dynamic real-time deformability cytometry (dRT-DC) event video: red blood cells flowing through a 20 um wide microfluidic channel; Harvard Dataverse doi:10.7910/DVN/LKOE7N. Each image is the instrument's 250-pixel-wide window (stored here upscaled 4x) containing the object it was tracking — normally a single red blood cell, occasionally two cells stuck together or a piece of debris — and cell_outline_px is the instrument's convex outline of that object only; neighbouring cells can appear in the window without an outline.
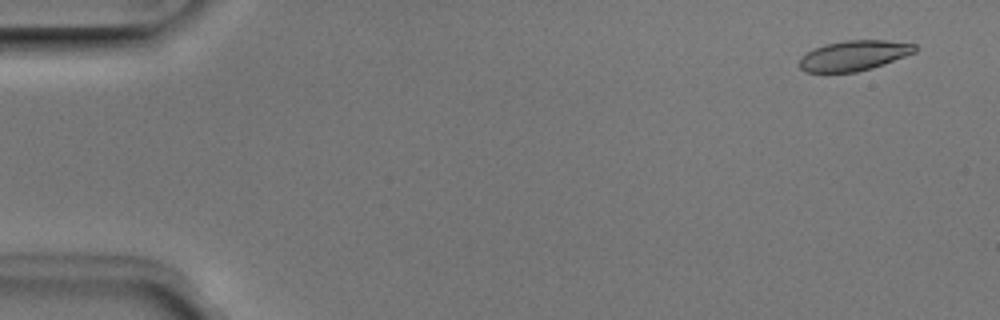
{"species": "Egyptian fruit bat (a non-hibernating species)", "species_latin": "Rousettus aegyptiacus", "temperature_condition": "room temperature", "stored_images_in_passage": 51, "camera_frame_rate_fps": 3000, "um_per_image_px": 0.085, "animal": {"sex": "male"}, "frame": {"image": 1, "passage_image": 3, "time_ms": 0.667, "image_size_px": [1000, 320], "cell_outline_px": [[916, 52], [884, 64], [872, 68], [856, 72], [804, 72], [800, 68], [800, 60], [808, 52], [824, 44], [844, 40], [884, 40], [916, 44]], "centroid_in_image_um": [72.61, 4.72], "position_along_channel_um": 12.4, "area_um2": 20.17}}
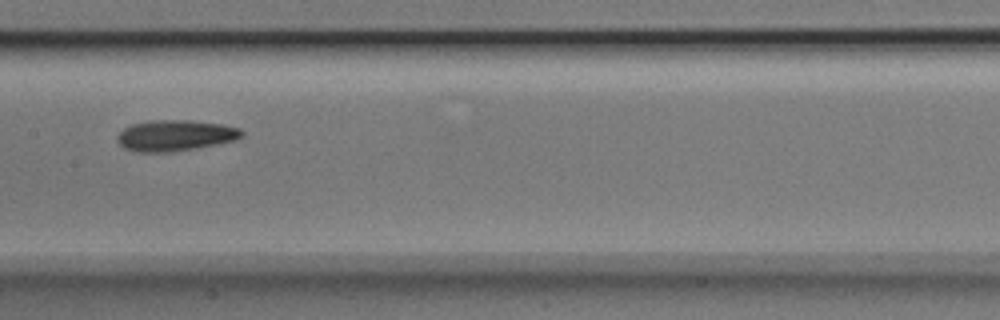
{"frame": {"image": 2, "passage_image": 26, "time_ms": 8.333, "image_size_px": [1000, 320], "cell_outline_px": [[244, 136], [236, 140], [196, 148], [168, 152], [136, 152], [124, 148], [116, 140], [116, 136], [124, 128], [132, 124], [148, 120], [192, 120], [224, 124], [240, 128], [244, 132]], "centroid_in_image_um": [14.91, 11.51], "position_along_channel_um": 192.5, "area_um2": 22.72}}
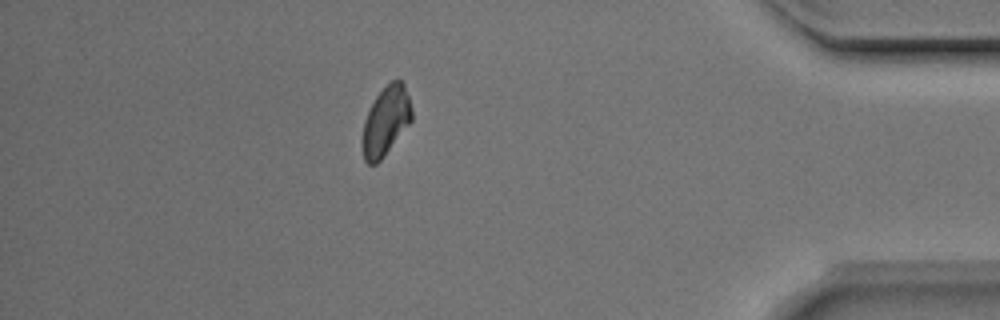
{"frame": {"image": 3, "passage_image": 45, "time_ms": 14.667, "image_size_px": [1000, 320], "cell_outline_px": [[412, 120], [384, 156], [376, 164], [368, 164], [364, 160], [360, 144], [360, 140], [364, 120], [376, 96], [392, 80], [400, 80], [404, 84], [412, 108]], "centroid_in_image_um": [32.76, 10.33], "position_along_channel_um": 402.4, "area_um2": 19.88}, "authors_computed_cell_mechanics": {"area_um2": 20.8658, "velocity_mm_per_s": 3.9598, "shape_relaxation_time_tau1_ms": 3.4776, "shape_relaxation_time_tau2_ms": 3.1906, "deformation_change_tau1": 0.0921, "deformation_change_tau2": 0.0741}}